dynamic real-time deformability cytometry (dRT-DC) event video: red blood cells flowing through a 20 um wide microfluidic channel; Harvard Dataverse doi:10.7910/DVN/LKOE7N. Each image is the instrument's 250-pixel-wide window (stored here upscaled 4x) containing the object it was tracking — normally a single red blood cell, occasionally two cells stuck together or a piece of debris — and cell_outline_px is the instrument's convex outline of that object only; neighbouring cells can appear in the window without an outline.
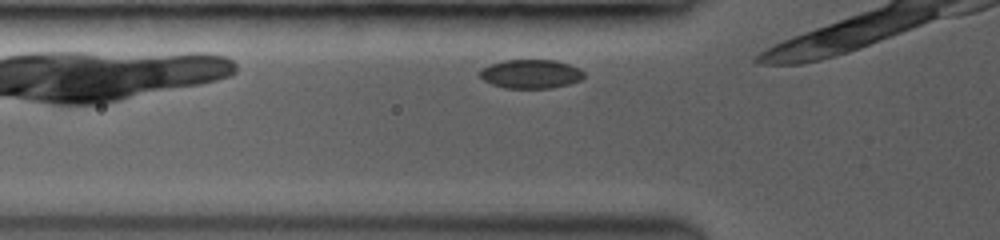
{"species": "common noctule bat (a hibernating species)", "species_latin": "Nyctalus noctula", "temperature_condition": "room temperature", "stored_images_in_passage": 9, "camera_frame_rate_fps": 3500, "um_per_image_px": 0.085, "animal": {"sex": "female", "body_mass_g": 19.0, "forearm_length_mm": 53.3}, "frame": {"image": 1, "passage_image": 4, "time_ms": 0.857, "image_size_px": [1000, 240], "cell_outline_px": [[584, 76], [580, 80], [568, 84], [548, 88], [504, 88], [492, 84], [484, 80], [476, 72], [480, 68], [504, 60], [556, 60], [580, 68], [584, 72]], "centroid_in_image_um": [45.09, 6.28], "position_along_channel_um": 80.7, "area_um2": 17.57}}
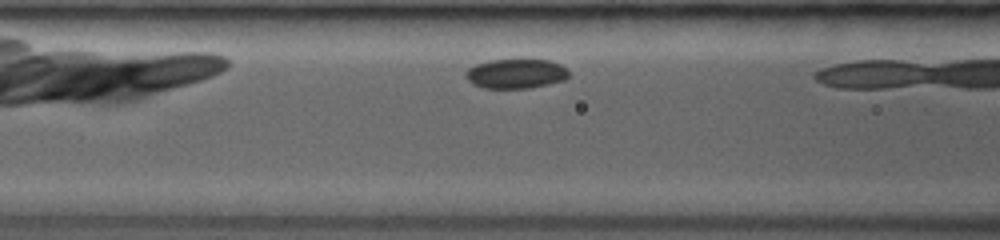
{"frame": {"image": 2, "passage_image": 8, "time_ms": 2.0, "image_size_px": [1000, 240], "cell_outline_px": [[568, 76], [564, 80], [548, 84], [528, 88], [484, 88], [472, 84], [468, 80], [468, 68], [476, 64], [492, 60], [548, 60], [560, 64], [568, 72]], "centroid_in_image_um": [43.86, 6.27], "position_along_channel_um": 122.7, "area_um2": 17.4}}